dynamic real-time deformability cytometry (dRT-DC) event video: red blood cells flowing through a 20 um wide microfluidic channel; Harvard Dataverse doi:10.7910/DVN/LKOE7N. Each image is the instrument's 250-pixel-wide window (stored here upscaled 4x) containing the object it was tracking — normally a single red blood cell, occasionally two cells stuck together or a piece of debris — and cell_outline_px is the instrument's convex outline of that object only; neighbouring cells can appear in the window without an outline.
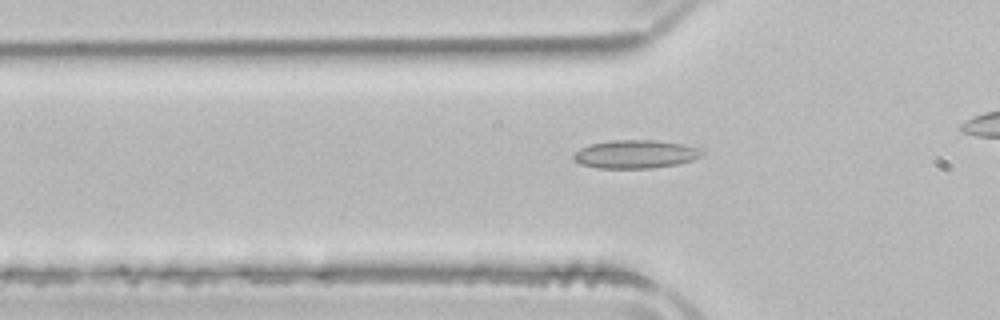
{"species": "common noctule bat (a hibernating species)", "species_latin": "Nyctalus noctula", "temperature_condition": "room temperature", "stored_images_in_passage": 30, "camera_frame_rate_fps": 3000, "um_per_image_px": 0.085, "animal": {"sex": "male", "body_mass_g": 21.5, "forearm_length_mm": 52.0}, "frame": {"image": 1, "passage_image": 5, "time_ms": 1.333, "image_size_px": [1000, 320], "cell_outline_px": [[704, 156], [692, 160], [676, 164], [652, 168], [596, 168], [580, 164], [572, 156], [580, 148], [592, 144], [612, 140], [656, 140], [684, 144], [700, 148], [704, 152]], "centroid_in_image_um": [54.06, 13.1], "position_along_channel_um": 71.7, "area_um2": 21.21}}
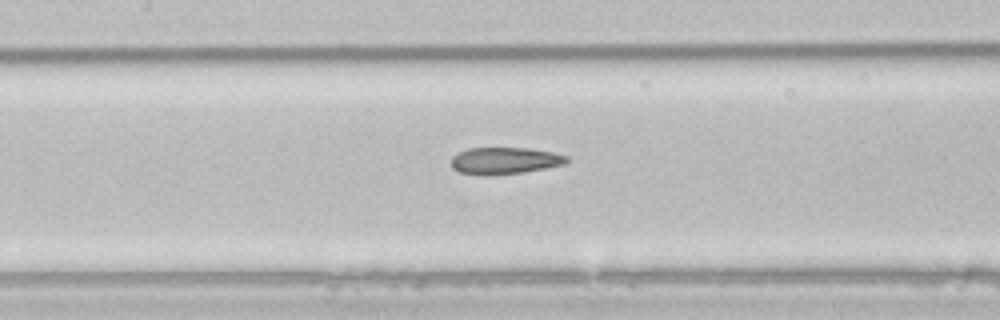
{"frame": {"image": 2, "passage_image": 12, "time_ms": 3.667, "image_size_px": [1000, 320], "cell_outline_px": [[568, 160], [564, 164], [524, 172], [460, 172], [452, 168], [452, 156], [468, 148], [528, 148], [552, 152], [568, 156]], "centroid_in_image_um": [42.95, 13.6], "position_along_channel_um": 164.4, "area_um2": 17.05}}
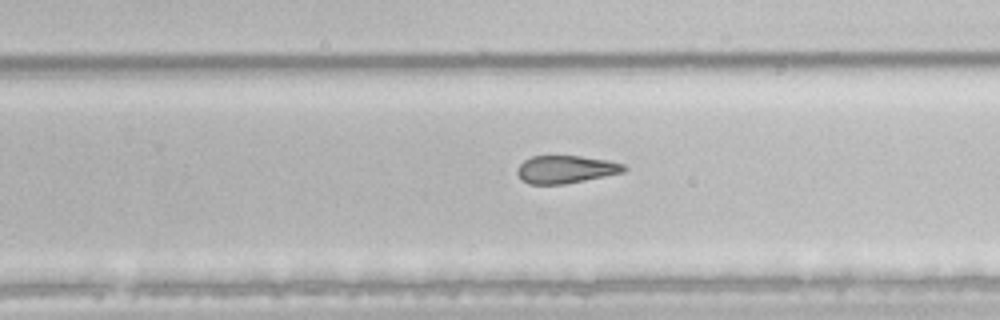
{"frame": {"image": 3, "passage_image": 21, "time_ms": 6.667, "image_size_px": [1000, 320], "cell_outline_px": [[628, 168], [624, 172], [564, 184], [528, 184], [516, 172], [516, 168], [524, 160], [532, 156], [580, 156], [608, 160], [624, 164]], "centroid_in_image_um": [48.09, 14.39], "position_along_channel_um": 281.7, "area_um2": 17.17}}